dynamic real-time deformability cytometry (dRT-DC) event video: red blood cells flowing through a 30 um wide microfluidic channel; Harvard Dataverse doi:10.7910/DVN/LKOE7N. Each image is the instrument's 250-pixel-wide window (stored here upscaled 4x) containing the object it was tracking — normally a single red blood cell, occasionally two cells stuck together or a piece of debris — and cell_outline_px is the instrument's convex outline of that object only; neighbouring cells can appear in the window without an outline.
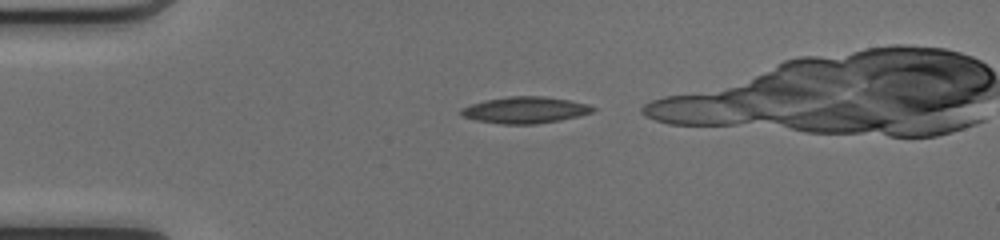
{"species": "common noctule bat (a hibernating species)", "species_latin": "Nyctalus noctula", "temperature_condition": "cold", "stored_images_in_passage": 31, "camera_frame_rate_fps": 3000, "um_per_image_px": 0.085, "animal": {"sex": "female", "body_mass_g": 17.0, "forearm_length_mm": 48.0}, "frame": {"image": 1, "passage_image": 3, "time_ms": 0.667, "image_size_px": [1000, 240], "cell_outline_px": [[596, 108], [592, 112], [560, 120], [536, 124], [500, 124], [476, 120], [460, 116], [460, 108], [468, 104], [484, 100], [508, 96], [544, 96], [568, 100], [588, 104]], "centroid_in_image_um": [44.56, 9.35], "position_along_channel_um": 40.4, "area_um2": 20.46}}
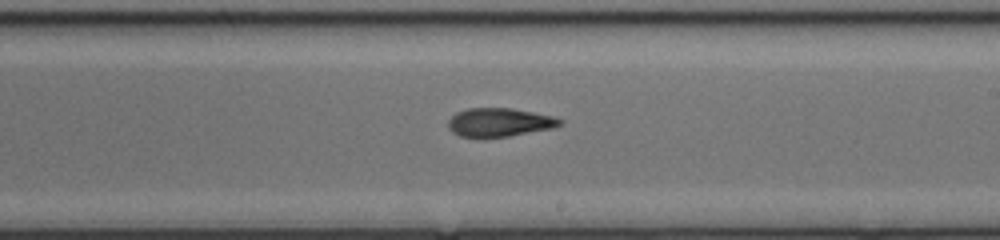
{"frame": {"image": 2, "passage_image": 20, "time_ms": 6.333, "image_size_px": [1000, 240], "cell_outline_px": [[564, 124], [552, 128], [508, 136], [460, 136], [452, 132], [448, 128], [448, 120], [456, 112], [468, 108], [512, 108], [552, 116], [564, 120]], "centroid_in_image_um": [42.46, 10.38], "position_along_channel_um": 246.5, "area_um2": 18.38}}
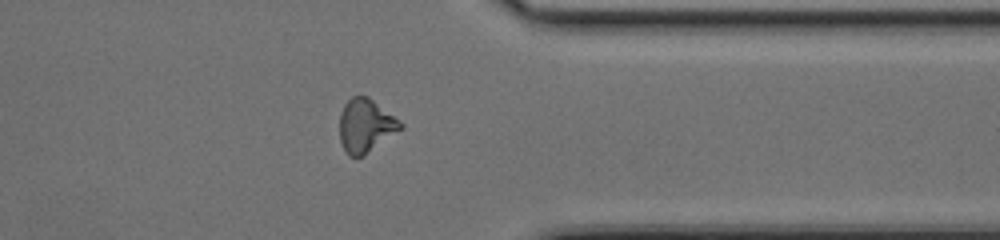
{"frame": {"image": 3, "passage_image": 30, "time_ms": 9.667, "image_size_px": [1000, 240], "cell_outline_px": [[404, 128], [364, 156], [356, 160], [348, 156], [340, 140], [340, 112], [344, 104], [352, 96], [368, 96], [400, 120], [404, 124]], "centroid_in_image_um": [31.09, 10.71], "position_along_channel_um": 380.3, "area_um2": 19.36}}